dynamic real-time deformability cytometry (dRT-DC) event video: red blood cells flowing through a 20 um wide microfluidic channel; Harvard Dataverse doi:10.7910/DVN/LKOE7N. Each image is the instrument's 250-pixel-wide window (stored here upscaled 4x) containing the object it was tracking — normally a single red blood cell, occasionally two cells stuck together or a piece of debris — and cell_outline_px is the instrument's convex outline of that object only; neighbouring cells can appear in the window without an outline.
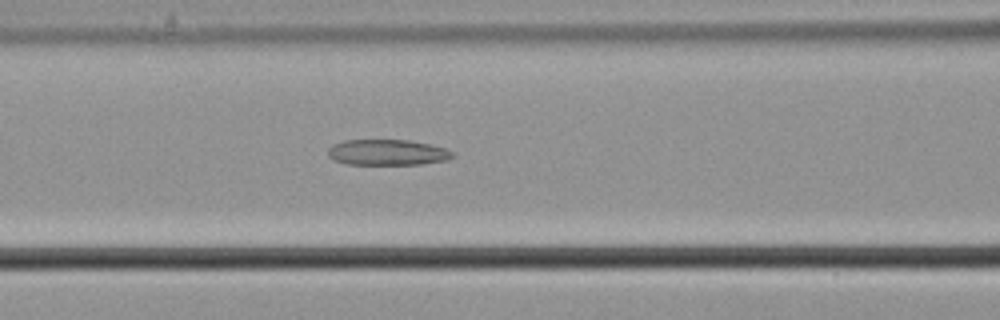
{"species": "common noctule bat (a hibernating species)", "species_latin": "Nyctalus noctula", "temperature_condition": "cold", "stored_images_in_passage": 46, "camera_frame_rate_fps": 3000, "um_per_image_px": 0.085, "animal": {"sex": "male", "body_mass_g": 21.5, "forearm_length_mm": 52.0}, "frame": {"image": 1, "passage_image": 14, "time_ms": 4.333, "image_size_px": [1000, 320], "cell_outline_px": [[456, 156], [448, 160], [420, 164], [344, 164], [332, 160], [328, 156], [328, 148], [332, 144], [344, 140], [408, 140], [428, 144], [444, 148], [456, 152]], "centroid_in_image_um": [32.92, 12.96], "position_along_channel_um": 133.7, "area_um2": 18.9}}
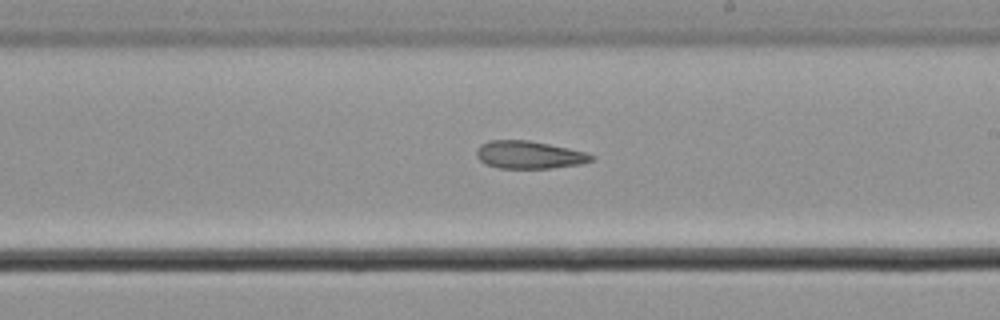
{"frame": {"image": 2, "passage_image": 23, "time_ms": 7.333, "image_size_px": [1000, 320], "cell_outline_px": [[596, 156], [592, 160], [580, 164], [552, 168], [500, 168], [488, 164], [480, 160], [476, 156], [476, 148], [480, 144], [492, 140], [528, 140], [568, 148], [584, 152]], "centroid_in_image_um": [44.96, 13.15], "position_along_channel_um": 244.0, "area_um2": 18.38}}
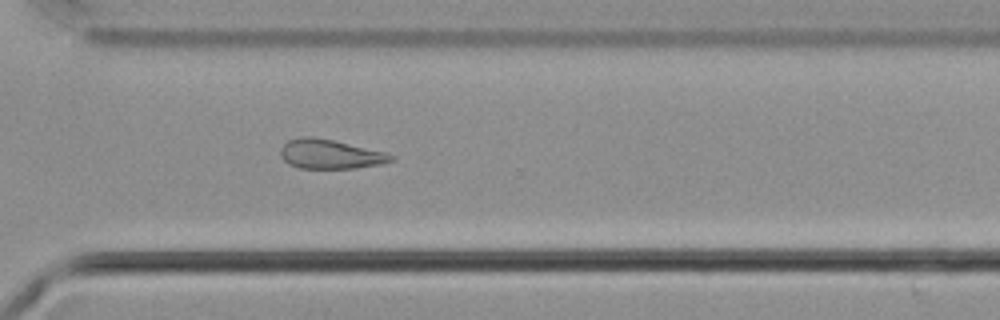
{"frame": {"image": 3, "passage_image": 31, "time_ms": 10.0, "image_size_px": [1000, 320], "cell_outline_px": [[396, 160], [380, 164], [356, 168], [300, 168], [288, 164], [280, 156], [280, 148], [288, 140], [300, 136], [312, 136], [332, 140], [384, 152], [396, 156]], "centroid_in_image_um": [28.04, 13.1], "position_along_channel_um": 342.6, "area_um2": 18.9}, "authors_computed_cell_mechanics": {"area_um2": 19.7676, "velocity_mm_per_s": 3.6814, "shape_relaxation_time_tau1_ms": null, "shape_relaxation_time_tau2_ms": 7.4562, "deformation_change_tau1": null, "deformation_change_tau2": 0.1573}}